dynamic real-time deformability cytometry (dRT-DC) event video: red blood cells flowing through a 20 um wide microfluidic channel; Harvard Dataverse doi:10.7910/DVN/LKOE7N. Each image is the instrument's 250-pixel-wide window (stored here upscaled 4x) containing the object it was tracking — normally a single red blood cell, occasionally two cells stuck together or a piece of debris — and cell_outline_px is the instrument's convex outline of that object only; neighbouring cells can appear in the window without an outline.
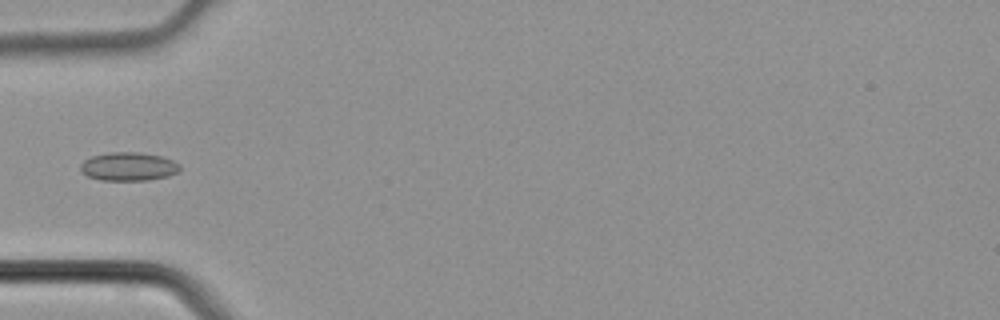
{"species": "common noctule bat (a hibernating species)", "species_latin": "Nyctalus noctula", "temperature_condition": "cold", "stored_images_in_passage": 3, "camera_frame_rate_fps": 3000, "um_per_image_px": 0.085, "animal": {"sex": "male", "body_mass_g": 21.5, "forearm_length_mm": 52.0}, "frame": {"image": 1, "passage_image": 3, "time_ms": 0.667, "image_size_px": [1000, 320], "cell_outline_px": [[180, 168], [176, 172], [168, 176], [148, 180], [100, 180], [88, 176], [80, 172], [80, 164], [84, 160], [92, 156], [108, 152], [136, 152], [160, 156], [172, 160], [180, 164]], "centroid_in_image_um": [10.88, 14.15], "position_along_channel_um": 74.1, "area_um2": 16.47}}